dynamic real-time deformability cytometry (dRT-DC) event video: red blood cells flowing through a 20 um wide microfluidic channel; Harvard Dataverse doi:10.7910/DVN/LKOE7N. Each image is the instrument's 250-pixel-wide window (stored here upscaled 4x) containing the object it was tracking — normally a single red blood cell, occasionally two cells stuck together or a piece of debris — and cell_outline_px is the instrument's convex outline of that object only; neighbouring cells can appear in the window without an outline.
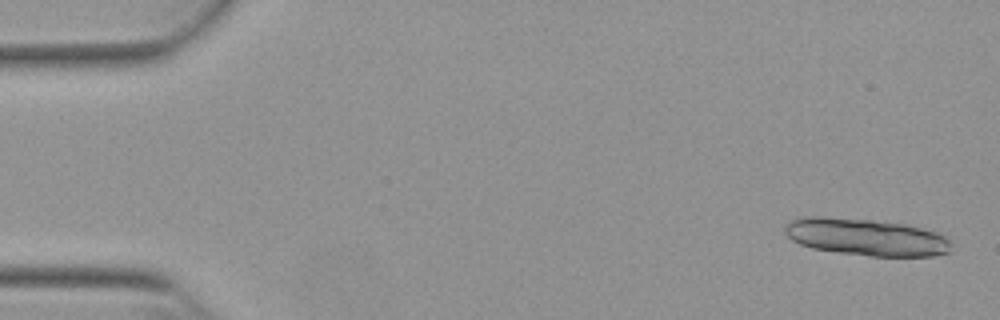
{"species": "Egyptian fruit bat (a non-hibernating species)", "species_latin": "Rousettus aegyptiacus", "temperature_condition": "warm", "stored_images_in_passage": 16, "camera_frame_rate_fps": 3000, "um_per_image_px": 0.085, "animal": {"sex": "female"}, "frame": {"image": 1, "passage_image": 2, "time_ms": 0.333, "image_size_px": [1000, 320], "cell_outline_px": [[948, 252], [932, 256], [868, 256], [836, 252], [812, 248], [800, 244], [792, 240], [784, 232], [784, 224], [788, 220], [804, 216], [820, 216], [872, 220], [904, 224], [936, 232], [944, 236], [948, 240]], "centroid_in_image_um": [73.51, 20.14], "position_along_channel_um": 11.5, "area_um2": 35.84}}